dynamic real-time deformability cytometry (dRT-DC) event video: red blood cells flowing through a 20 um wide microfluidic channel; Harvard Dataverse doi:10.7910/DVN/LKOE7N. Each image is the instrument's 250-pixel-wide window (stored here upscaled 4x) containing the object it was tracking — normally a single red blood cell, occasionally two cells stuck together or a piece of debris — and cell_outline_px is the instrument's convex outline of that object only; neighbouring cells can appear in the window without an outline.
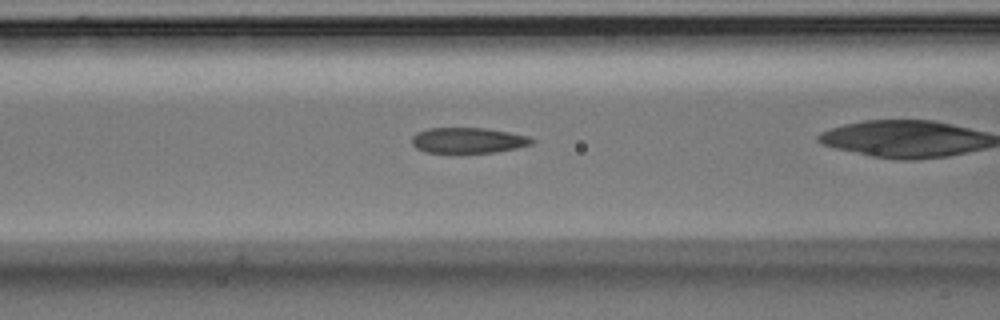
{"species": "Egyptian fruit bat (a non-hibernating species)", "species_latin": "Rousettus aegyptiacus", "temperature_condition": "room temperature", "stored_images_in_passage": 17, "camera_frame_rate_fps": 3000, "um_per_image_px": 0.085, "animal": {"sex": "male"}, "frame": {"image": 1, "passage_image": 15, "time_ms": 4.667, "image_size_px": [1000, 320], "cell_outline_px": [[536, 140], [532, 144], [516, 148], [496, 152], [452, 156], [424, 152], [416, 148], [412, 144], [412, 136], [416, 132], [428, 128], [484, 128], [508, 132], [528, 136]], "centroid_in_image_um": [39.72, 11.98], "position_along_channel_um": 126.9, "area_um2": 18.84}}